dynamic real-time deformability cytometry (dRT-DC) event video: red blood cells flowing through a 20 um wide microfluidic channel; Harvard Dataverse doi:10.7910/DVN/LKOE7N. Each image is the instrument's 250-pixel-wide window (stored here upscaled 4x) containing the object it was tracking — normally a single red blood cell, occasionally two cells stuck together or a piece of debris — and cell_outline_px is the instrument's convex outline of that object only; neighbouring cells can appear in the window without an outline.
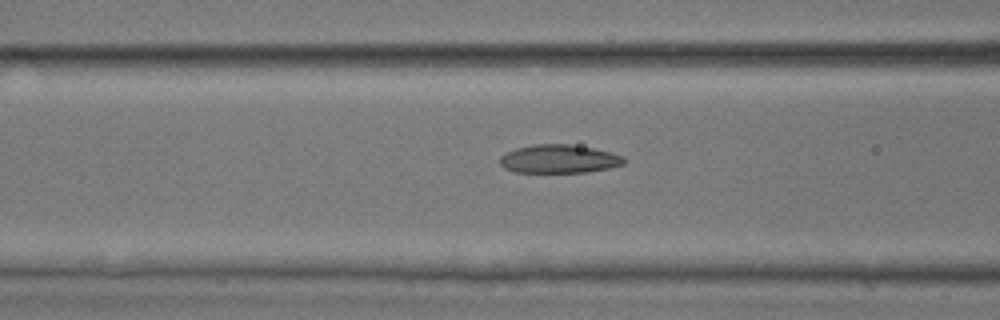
{"species": "common noctule bat (a hibernating species)", "species_latin": "Nyctalus noctula", "temperature_condition": "room temperature", "stored_images_in_passage": 37, "camera_frame_rate_fps": 3000, "um_per_image_px": 0.085, "animal": {"sex": "male", "body_mass_g": 17.9, "forearm_length_mm": 54.2}, "frame": {"image": 1, "passage_image": 18, "time_ms": 5.667, "image_size_px": [1000, 320], "cell_outline_px": [[628, 160], [624, 164], [608, 168], [588, 172], [516, 172], [504, 168], [500, 164], [500, 156], [516, 148], [536, 144], [568, 144], [592, 148], [624, 156]], "centroid_in_image_um": [47.53, 13.51], "position_along_channel_um": 119.1, "area_um2": 20.46}}
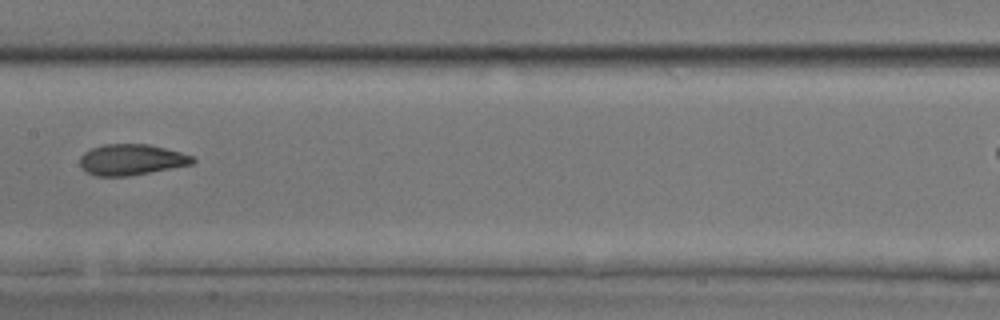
{"frame": {"image": 2, "passage_image": 23, "time_ms": 7.333, "image_size_px": [1000, 320], "cell_outline_px": [[196, 160], [192, 164], [128, 176], [96, 176], [80, 168], [80, 156], [84, 152], [92, 148], [104, 144], [148, 144], [180, 152], [192, 156]], "centroid_in_image_um": [11.13, 13.57], "position_along_channel_um": 196.3, "area_um2": 20.17}}
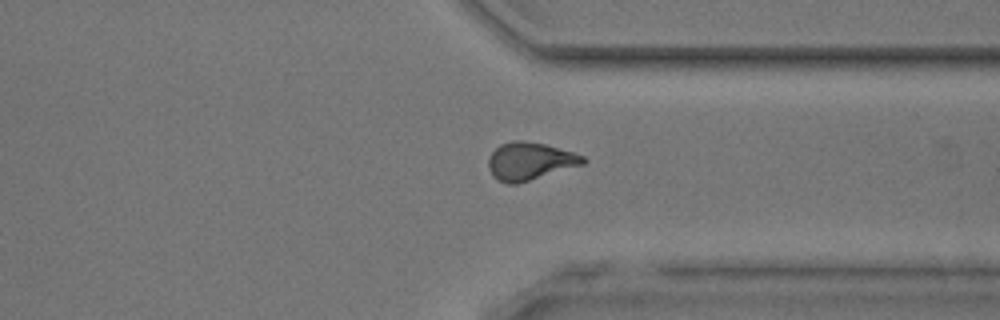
{"frame": {"image": 3, "passage_image": 34, "time_ms": 11.0, "image_size_px": [1000, 320], "cell_outline_px": [[588, 160], [584, 164], [516, 184], [508, 184], [496, 180], [492, 176], [488, 168], [488, 160], [492, 152], [500, 144], [512, 140], [524, 140], [544, 144], [572, 152], [584, 156]], "centroid_in_image_um": [45.01, 13.7], "position_along_channel_um": 366.4, "area_um2": 20.81}}